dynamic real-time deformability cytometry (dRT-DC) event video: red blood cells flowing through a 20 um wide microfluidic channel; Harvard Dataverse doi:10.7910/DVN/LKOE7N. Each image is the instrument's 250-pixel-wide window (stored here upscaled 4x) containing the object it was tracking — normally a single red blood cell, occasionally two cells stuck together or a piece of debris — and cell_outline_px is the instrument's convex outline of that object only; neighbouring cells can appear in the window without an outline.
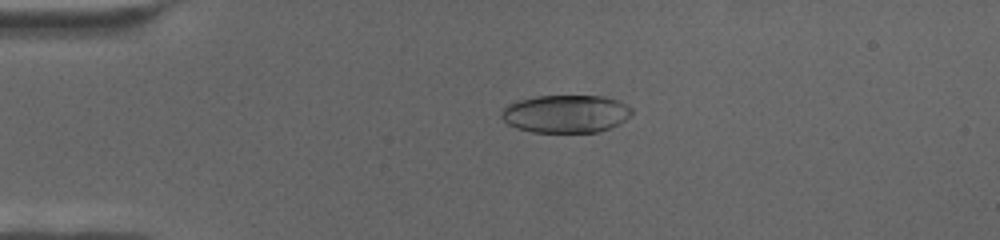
{"species": "human", "species_latin": "Homo sapiens", "temperature_condition": "cold", "stored_images_in_passage": 68, "camera_frame_rate_fps": 3000, "um_per_image_px": 0.085, "donor": {"sex": "female"}, "frame": {"image": 1, "passage_image": 16, "time_ms": 5.0, "image_size_px": [1000, 240], "cell_outline_px": [[632, 116], [620, 124], [596, 132], [532, 132], [516, 128], [508, 124], [500, 116], [500, 112], [508, 104], [520, 100], [536, 96], [604, 96], [628, 104], [632, 108]], "centroid_in_image_um": [48.11, 9.67], "position_along_channel_um": 36.9, "area_um2": 28.9}}
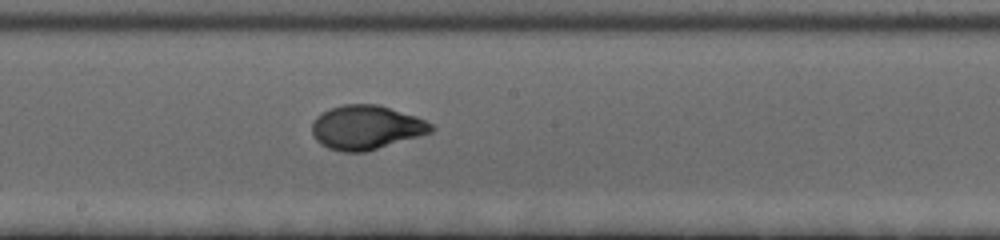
{"frame": {"image": 2, "passage_image": 38, "time_ms": 12.333, "image_size_px": [1000, 240], "cell_outline_px": [[436, 128], [432, 132], [364, 152], [344, 152], [328, 148], [320, 144], [316, 140], [312, 132], [312, 124], [316, 116], [332, 108], [344, 104], [376, 104], [416, 116], [432, 124]], "centroid_in_image_um": [31.12, 10.83], "position_along_channel_um": 217.1, "area_um2": 30.35}}
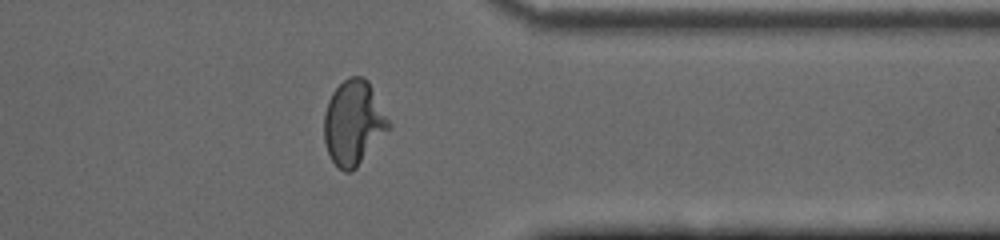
{"frame": {"image": 3, "passage_image": 55, "time_ms": 18.0, "image_size_px": [1000, 240], "cell_outline_px": [[392, 128], [356, 168], [352, 172], [344, 172], [332, 160], [328, 152], [324, 140], [324, 112], [328, 100], [332, 92], [348, 76], [364, 76], [368, 80], [392, 124]], "centroid_in_image_um": [30.08, 10.43], "position_along_channel_um": 381.3, "area_um2": 32.19}}